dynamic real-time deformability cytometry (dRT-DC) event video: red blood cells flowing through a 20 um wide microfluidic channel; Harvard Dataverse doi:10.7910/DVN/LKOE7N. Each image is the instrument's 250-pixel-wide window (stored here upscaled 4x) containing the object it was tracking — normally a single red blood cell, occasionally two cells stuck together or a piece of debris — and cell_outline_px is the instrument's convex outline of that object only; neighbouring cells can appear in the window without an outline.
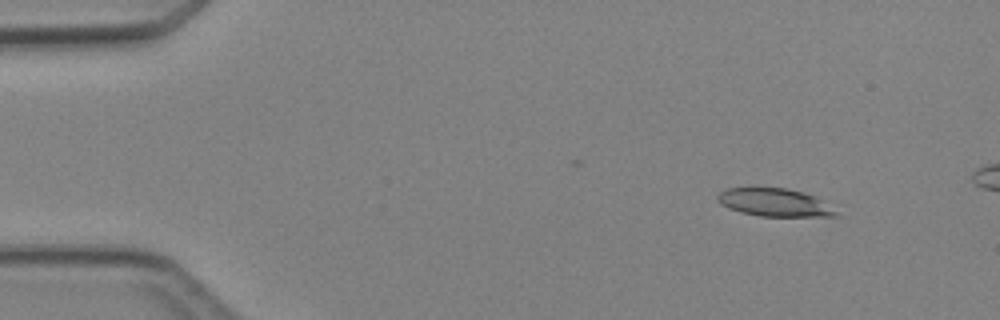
{"species": "Egyptian fruit bat (a non-hibernating species)", "species_latin": "Rousettus aegyptiacus", "temperature_condition": "cold", "stored_images_in_passage": 4, "camera_frame_rate_fps": 3000, "um_per_image_px": 0.085, "animal": {"sex": "female"}, "frame": {"image": 1, "passage_image": 2, "time_ms": 1.0, "image_size_px": [1000, 320], "cell_outline_px": [[840, 216], [760, 216], [740, 212], [728, 208], [720, 204], [716, 200], [716, 196], [724, 188], [788, 188], [816, 196], [836, 212]], "centroid_in_image_um": [65.77, 17.2], "position_along_channel_um": 19.2, "area_um2": 19.19}}